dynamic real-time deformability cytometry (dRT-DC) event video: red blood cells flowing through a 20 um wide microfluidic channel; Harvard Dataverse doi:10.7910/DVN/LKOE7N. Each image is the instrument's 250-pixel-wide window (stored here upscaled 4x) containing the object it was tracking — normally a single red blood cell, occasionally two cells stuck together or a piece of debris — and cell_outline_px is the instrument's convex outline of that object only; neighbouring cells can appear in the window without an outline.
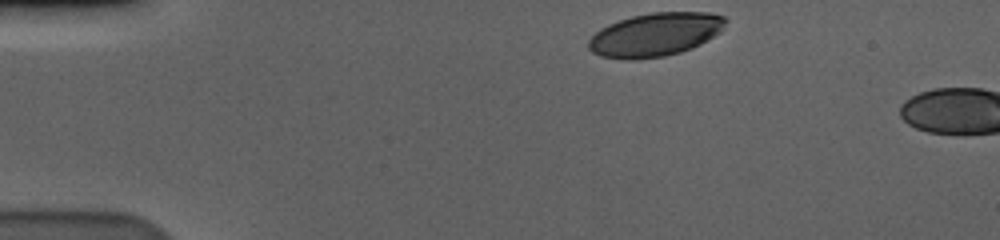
{"species": "human", "species_latin": "Homo sapiens", "temperature_condition": "cold", "stored_images_in_passage": 5, "camera_frame_rate_fps": 3000, "um_per_image_px": 0.085, "donor": {"sex": "male"}, "frame": {"image": 1, "passage_image": 1, "time_ms": 0.0, "image_size_px": [1000, 240], "cell_outline_px": [[728, 20], [720, 32], [700, 44], [692, 48], [680, 52], [664, 56], [628, 60], [600, 56], [592, 52], [588, 48], [588, 40], [600, 28], [608, 24], [632, 16], [652, 12], [712, 12], [724, 16]], "centroid_in_image_um": [55.7, 2.93], "position_along_channel_um": 29.3, "area_um2": 34.74}}